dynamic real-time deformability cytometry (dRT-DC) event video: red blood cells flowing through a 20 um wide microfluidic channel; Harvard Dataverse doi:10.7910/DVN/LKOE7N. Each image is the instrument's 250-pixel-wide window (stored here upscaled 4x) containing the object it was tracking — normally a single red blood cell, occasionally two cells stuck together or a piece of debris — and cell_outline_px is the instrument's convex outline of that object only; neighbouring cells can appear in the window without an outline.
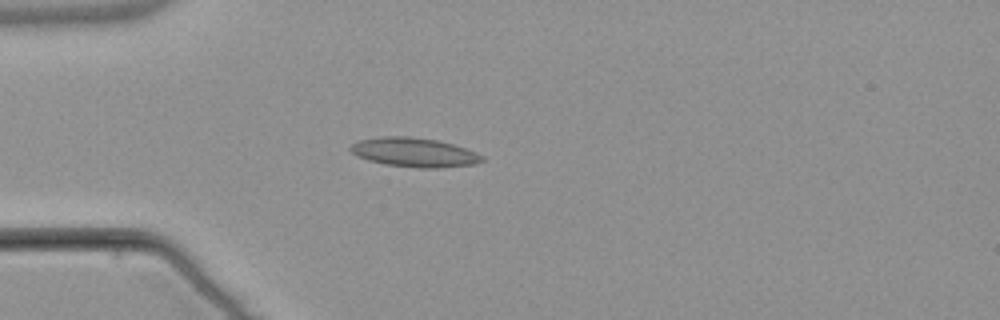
{"species": "common noctule bat (a hibernating species)", "species_latin": "Nyctalus noctula", "temperature_condition": "warm", "stored_images_in_passage": 40, "camera_frame_rate_fps": 3000, "um_per_image_px": 0.085, "animal": {"sex": "male", "body_mass_g": 21.5, "forearm_length_mm": 52.0}, "frame": {"image": 1, "passage_image": 1, "time_ms": 0.0, "image_size_px": [1000, 320], "cell_outline_px": [[484, 160], [472, 164], [440, 168], [420, 168], [384, 164], [368, 160], [356, 156], [348, 148], [352, 144], [360, 140], [380, 136], [408, 136], [436, 140], [452, 144], [476, 152], [484, 156]], "centroid_in_image_um": [35.18, 12.95], "position_along_channel_um": 49.8, "area_um2": 22.31}}
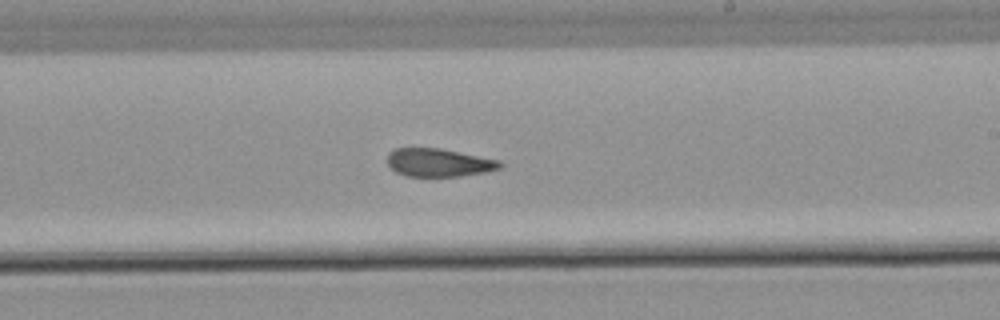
{"frame": {"image": 2, "passage_image": 18, "time_ms": 5.667, "image_size_px": [1000, 320], "cell_outline_px": [[504, 164], [500, 168], [484, 172], [460, 176], [404, 176], [396, 172], [388, 164], [388, 152], [396, 148], [440, 148], [500, 160]], "centroid_in_image_um": [37.3, 13.82], "position_along_channel_um": 251.7, "area_um2": 18.44}}
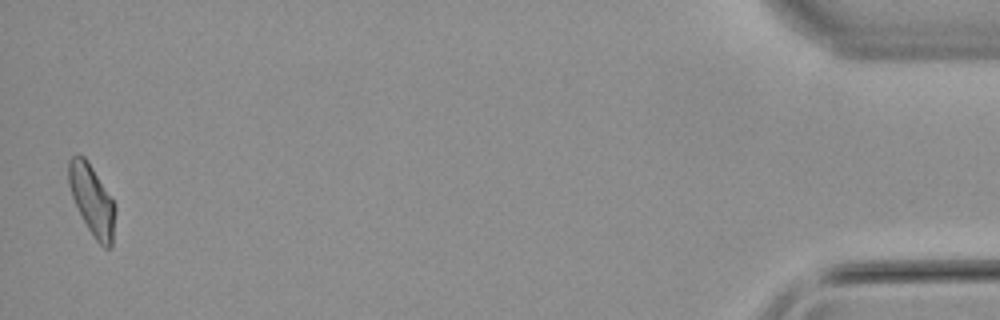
{"frame": {"image": 3, "passage_image": 39, "time_ms": 12.667, "image_size_px": [1000, 320], "cell_outline_px": [[116, 212], [112, 244], [108, 248], [104, 248], [96, 240], [88, 228], [72, 196], [68, 184], [68, 160], [72, 156], [84, 156], [92, 168], [112, 200], [116, 208]], "centroid_in_image_um": [7.82, 17.02], "position_along_channel_um": 427.4, "area_um2": 18.55}, "authors_computed_cell_mechanics": {"area_um2": 19.5075, "velocity_mm_per_s": 3.813, "shape_relaxation_time_tau1_ms": null, "shape_relaxation_time_tau2_ms": 2.9594, "deformation_change_tau1": null, "deformation_change_tau2": 0.1137}}